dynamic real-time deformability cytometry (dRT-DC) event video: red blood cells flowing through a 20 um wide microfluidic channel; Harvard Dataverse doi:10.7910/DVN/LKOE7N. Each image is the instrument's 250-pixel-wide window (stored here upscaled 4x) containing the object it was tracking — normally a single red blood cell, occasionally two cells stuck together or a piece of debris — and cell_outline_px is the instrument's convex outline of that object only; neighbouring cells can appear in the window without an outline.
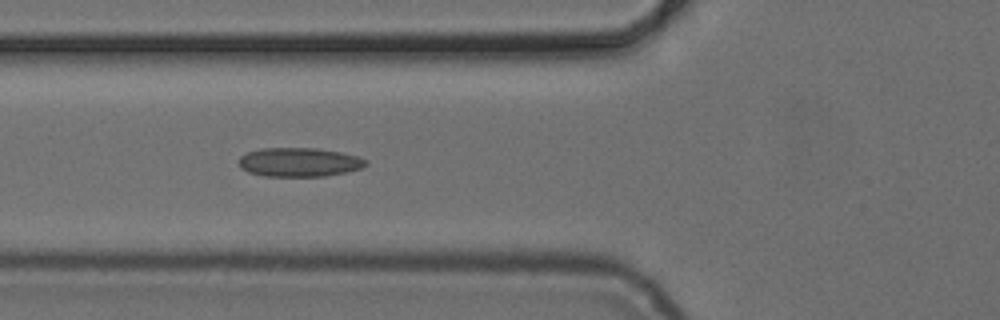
{"species": "common noctule bat (a hibernating species)", "species_latin": "Nyctalus noctula", "temperature_condition": "cold", "stored_images_in_passage": 9, "camera_frame_rate_fps": 3000, "um_per_image_px": 0.085, "animal": {"sex": "female", "body_mass_g": 24.6, "forearm_length_mm": 56.2}, "frame": {"image": 1, "passage_image": 6, "time_ms": 5.667, "image_size_px": [1000, 320], "cell_outline_px": [[368, 164], [360, 168], [348, 172], [324, 176], [264, 176], [248, 172], [240, 168], [240, 156], [248, 152], [260, 148], [316, 148], [340, 152], [360, 156], [368, 160]], "centroid_in_image_um": [25.46, 13.78], "position_along_channel_um": 100.3, "area_um2": 21.56}}
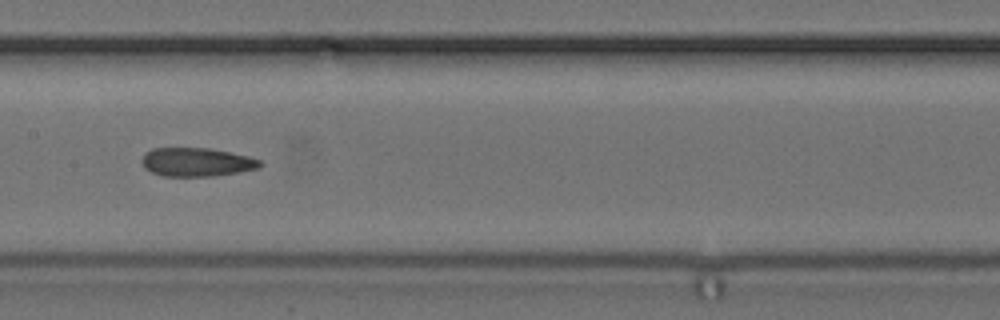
{"frame": {"image": 2, "passage_image": 8, "time_ms": 8.0, "image_size_px": [1000, 320], "cell_outline_px": [[264, 164], [260, 168], [212, 176], [160, 176], [144, 168], [140, 160], [144, 152], [152, 148], [208, 148], [248, 156], [260, 160]], "centroid_in_image_um": [16.67, 13.77], "position_along_channel_um": 190.7, "area_um2": 19.83}}
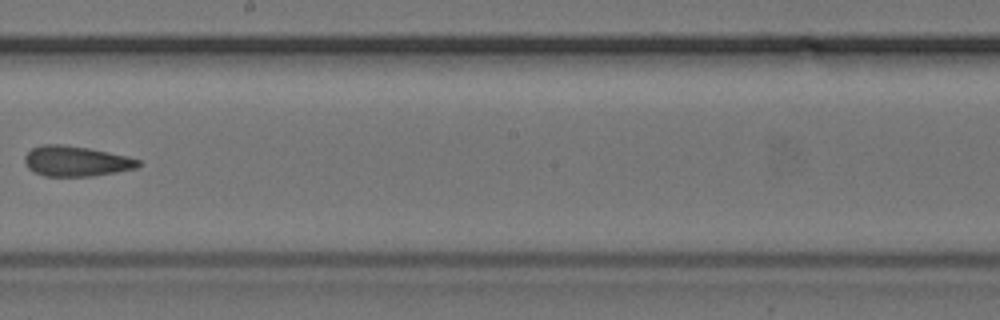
{"frame": {"image": 3, "passage_image": 9, "time_ms": 9.333, "image_size_px": [1000, 320], "cell_outline_px": [[140, 164], [136, 168], [116, 172], [92, 176], [44, 176], [28, 168], [24, 160], [24, 156], [32, 148], [40, 144], [64, 144], [88, 148], [128, 156], [140, 160]], "centroid_in_image_um": [6.45, 13.69], "position_along_channel_um": 241.7, "area_um2": 20.06}}